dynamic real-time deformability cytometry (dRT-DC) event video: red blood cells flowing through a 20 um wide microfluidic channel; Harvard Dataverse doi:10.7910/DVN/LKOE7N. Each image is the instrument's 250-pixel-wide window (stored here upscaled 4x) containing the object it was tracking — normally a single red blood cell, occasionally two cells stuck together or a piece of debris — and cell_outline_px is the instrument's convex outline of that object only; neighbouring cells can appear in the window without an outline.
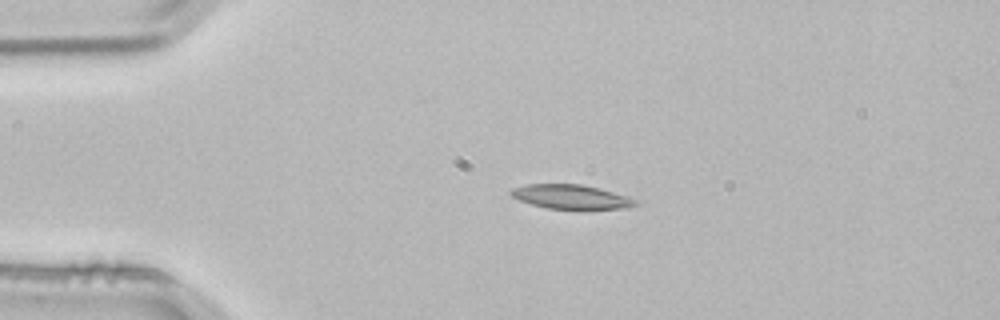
{"species": "common noctule bat (a hibernating species)", "species_latin": "Nyctalus noctula", "temperature_condition": "room temperature", "stored_images_in_passage": 3, "camera_frame_rate_fps": 3000, "um_per_image_px": 0.085, "animal": {"sex": "male", "body_mass_g": 21.5, "forearm_length_mm": 52.0}, "frame": {"image": 1, "passage_image": 2, "time_ms": 0.333, "image_size_px": [1000, 320], "cell_outline_px": [[640, 204], [628, 208], [548, 208], [532, 204], [520, 200], [512, 196], [508, 192], [512, 188], [528, 184], [580, 184], [600, 188], [636, 200]], "centroid_in_image_um": [48.51, 16.71], "position_along_channel_um": 36.5, "area_um2": 17.17}}